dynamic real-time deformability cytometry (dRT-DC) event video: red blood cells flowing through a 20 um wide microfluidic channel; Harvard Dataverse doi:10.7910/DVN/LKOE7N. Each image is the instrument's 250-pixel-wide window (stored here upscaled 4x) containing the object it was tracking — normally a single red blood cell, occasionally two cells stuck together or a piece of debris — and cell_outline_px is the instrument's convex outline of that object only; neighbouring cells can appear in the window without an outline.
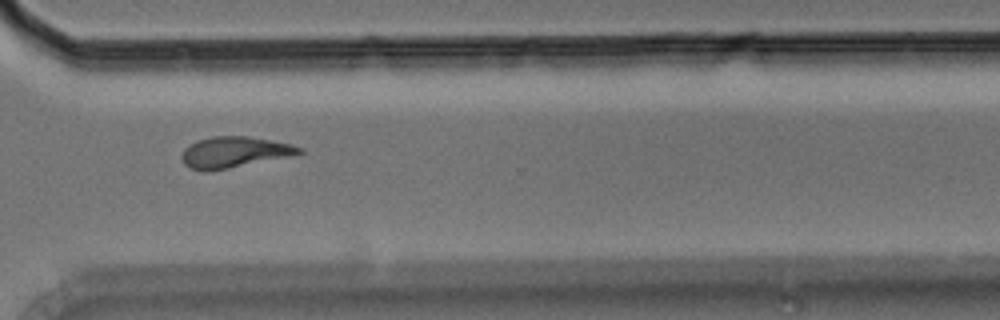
{"species": "Egyptian fruit bat (a non-hibernating species)", "species_latin": "Rousettus aegyptiacus", "temperature_condition": "room temperature", "stored_images_in_passage": 15, "camera_frame_rate_fps": 3000, "um_per_image_px": 0.085, "animal": {"sex": "male"}, "frame": {"image": 1, "passage_image": 11, "time_ms": 13.0, "image_size_px": [1000, 320], "cell_outline_px": [[304, 152], [292, 156], [208, 172], [204, 172], [192, 168], [184, 164], [180, 156], [184, 148], [196, 140], [212, 136], [248, 136], [288, 144], [304, 148]], "centroid_in_image_um": [19.88, 12.94], "position_along_channel_um": 350.7, "area_um2": 21.27}}
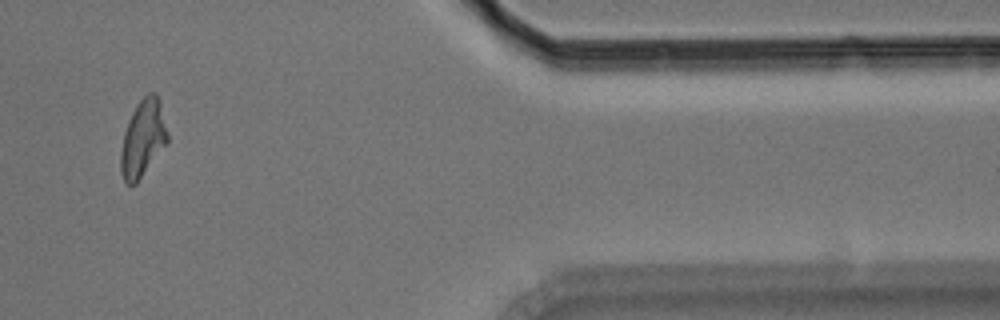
{"frame": {"image": 2, "passage_image": 13, "time_ms": 15.333, "image_size_px": [1000, 320], "cell_outline_px": [[168, 140], [136, 184], [128, 184], [124, 180], [120, 172], [120, 152], [124, 132], [128, 120], [136, 104], [148, 92], [156, 92], [160, 100], [168, 132]], "centroid_in_image_um": [12.13, 11.73], "position_along_channel_um": 399.3, "area_um2": 20.92}, "authors_computed_cell_mechanics": {"area_um2": 21.5594, "velocity_mm_per_s": 3.602, "shape_relaxation_time_tau1_ms": 5.9816, "shape_relaxation_time_tau2_ms": 5.4678, "deformation_change_tau1": 0.1641, "deformation_change_tau2": 0.1288}}